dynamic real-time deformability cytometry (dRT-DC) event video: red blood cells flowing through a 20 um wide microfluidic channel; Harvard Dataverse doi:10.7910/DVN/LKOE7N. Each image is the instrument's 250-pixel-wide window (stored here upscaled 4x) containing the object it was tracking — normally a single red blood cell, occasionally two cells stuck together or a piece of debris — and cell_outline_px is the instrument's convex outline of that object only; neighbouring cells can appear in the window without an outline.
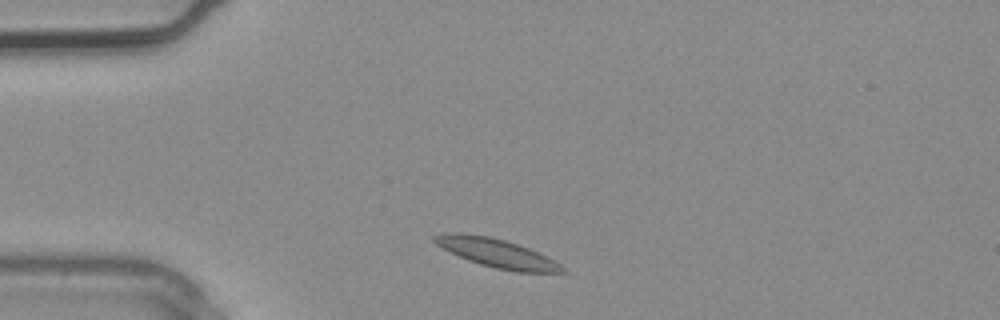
{"species": "common noctule bat (a hibernating species)", "species_latin": "Nyctalus noctula", "temperature_condition": "warm", "stored_images_in_passage": 2, "segment_of_instrument_passage": [2, 2], "camera_frame_rate_fps": 3000, "um_per_image_px": 0.085, "animal": {"sex": "male", "body_mass_g": 20.4}, "frame": {"image": 1, "passage_image": 2, "time_ms": 0.333, "image_size_px": [1000, 320], "cell_outline_px": [[568, 272], [516, 272], [496, 268], [480, 264], [468, 260], [436, 244], [432, 240], [432, 236], [452, 232], [460, 232], [488, 236], [504, 240], [528, 248], [560, 264]], "centroid_in_image_um": [42.19, 21.51], "position_along_channel_um": 42.8, "area_um2": 20.87}}